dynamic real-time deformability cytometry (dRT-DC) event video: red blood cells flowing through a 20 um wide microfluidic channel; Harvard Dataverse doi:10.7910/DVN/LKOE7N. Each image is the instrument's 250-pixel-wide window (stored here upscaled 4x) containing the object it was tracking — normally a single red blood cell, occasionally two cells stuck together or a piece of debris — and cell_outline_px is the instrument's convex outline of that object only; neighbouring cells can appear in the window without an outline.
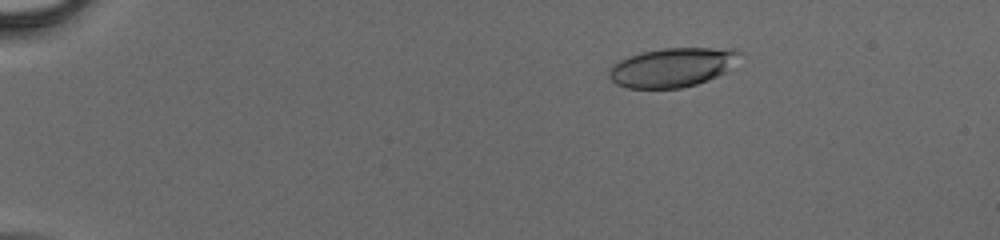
{"species": "human", "species_latin": "Homo sapiens", "temperature_condition": "cold", "stored_images_in_passage": 47, "camera_frame_rate_fps": 3000, "um_per_image_px": 0.085, "donor": {"sex": "male"}, "frame": {"image": 1, "passage_image": 9, "time_ms": 2.667, "image_size_px": [1000, 240], "cell_outline_px": [[740, 52], [724, 72], [708, 80], [696, 84], [680, 88], [628, 88], [616, 84], [608, 76], [608, 72], [620, 60], [644, 52], [664, 48], [732, 48]], "centroid_in_image_um": [57.11, 5.73], "position_along_channel_um": 27.9, "area_um2": 29.02}}
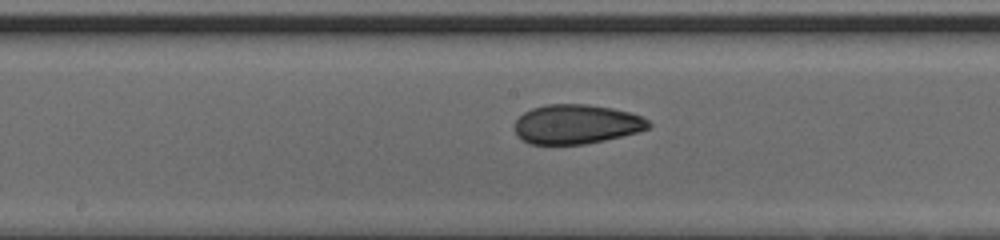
{"frame": {"image": 2, "passage_image": 27, "time_ms": 8.667, "image_size_px": [1000, 240], "cell_outline_px": [[652, 124], [648, 128], [636, 132], [604, 140], [584, 144], [528, 144], [520, 140], [516, 136], [512, 124], [524, 112], [532, 108], [544, 104], [588, 104], [612, 108], [628, 112], [640, 116], [648, 120]], "centroid_in_image_um": [48.91, 10.56], "position_along_channel_um": 199.3, "area_um2": 30.92}}
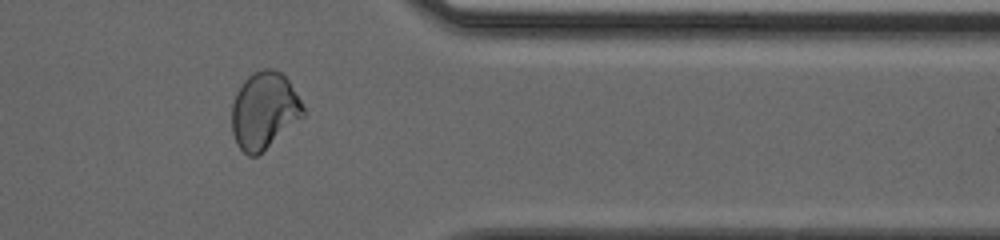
{"frame": {"image": 3, "passage_image": 40, "time_ms": 13.0, "image_size_px": [1000, 240], "cell_outline_px": [[304, 116], [256, 156], [248, 156], [236, 144], [232, 132], [232, 104], [236, 92], [244, 80], [252, 72], [264, 68], [272, 68], [280, 72], [288, 80], [300, 100], [304, 108]], "centroid_in_image_um": [22.43, 9.38], "position_along_channel_um": 389.0, "area_um2": 31.73}}